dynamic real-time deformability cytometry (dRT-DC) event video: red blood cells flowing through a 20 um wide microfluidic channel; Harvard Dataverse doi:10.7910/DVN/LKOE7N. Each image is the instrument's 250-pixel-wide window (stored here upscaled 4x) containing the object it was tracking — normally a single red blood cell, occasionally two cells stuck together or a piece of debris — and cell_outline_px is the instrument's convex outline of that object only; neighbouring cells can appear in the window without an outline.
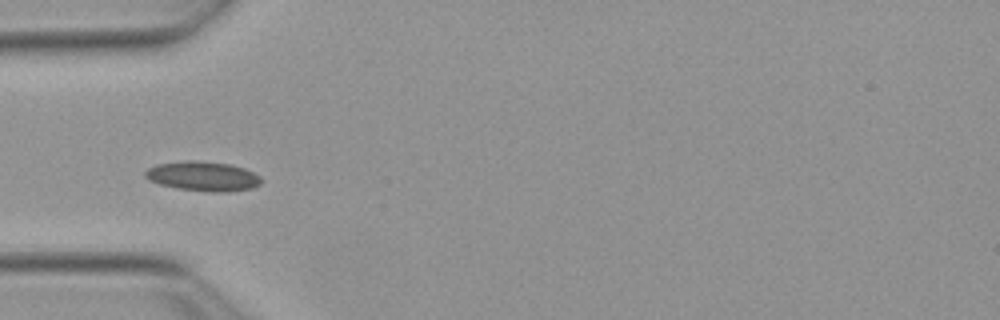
{"species": "Egyptian fruit bat (a non-hibernating species)", "species_latin": "Rousettus aegyptiacus", "temperature_condition": "warm", "stored_images_in_passage": 27, "camera_frame_rate_fps": 3000, "um_per_image_px": 0.085, "animal": {"sex": "female"}, "frame": {"image": 1, "passage_image": 8, "time_ms": 2.333, "image_size_px": [1000, 320], "cell_outline_px": [[260, 184], [252, 188], [228, 192], [212, 192], [176, 188], [160, 184], [148, 180], [144, 176], [144, 172], [148, 168], [156, 164], [184, 160], [196, 160], [232, 164], [244, 168], [260, 176]], "centroid_in_image_um": [17.22, 14.97], "position_along_channel_um": 67.8, "area_um2": 20.17}, "authors_computed_cell_mechanics": {"area_um2": 20.1144, "velocity_mm_per_s": 3.9002, "shape_relaxation_time_tau1_ms": null, "shape_relaxation_time_tau2_ms": 1.4235, "deformation_change_tau1": null, "deformation_change_tau2": 0.0645}}